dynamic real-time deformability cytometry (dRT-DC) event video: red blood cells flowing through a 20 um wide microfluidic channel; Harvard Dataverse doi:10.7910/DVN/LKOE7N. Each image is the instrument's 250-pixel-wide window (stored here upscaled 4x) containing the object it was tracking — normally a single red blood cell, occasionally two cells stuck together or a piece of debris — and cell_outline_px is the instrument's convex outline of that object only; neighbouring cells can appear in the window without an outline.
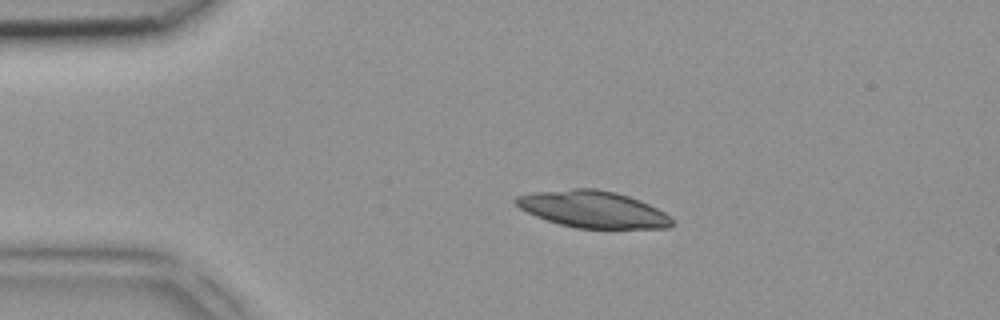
{"species": "common noctule bat (a hibernating species)", "species_latin": "Nyctalus noctula", "temperature_condition": "room temperature", "stored_images_in_passage": 4, "camera_frame_rate_fps": 3000, "um_per_image_px": 0.085, "animal": {"sex": "female", "body_mass_g": 18.4}, "frame": {"image": 1, "passage_image": 3, "time_ms": 0.667, "image_size_px": [1000, 320], "cell_outline_px": [[672, 224], [668, 228], [576, 228], [560, 224], [536, 216], [520, 208], [512, 200], [516, 196], [532, 192], [572, 188], [596, 188], [616, 192], [640, 200], [664, 212], [672, 220]], "centroid_in_image_um": [50.36, 17.77], "position_along_channel_um": 34.6, "area_um2": 33.35}}